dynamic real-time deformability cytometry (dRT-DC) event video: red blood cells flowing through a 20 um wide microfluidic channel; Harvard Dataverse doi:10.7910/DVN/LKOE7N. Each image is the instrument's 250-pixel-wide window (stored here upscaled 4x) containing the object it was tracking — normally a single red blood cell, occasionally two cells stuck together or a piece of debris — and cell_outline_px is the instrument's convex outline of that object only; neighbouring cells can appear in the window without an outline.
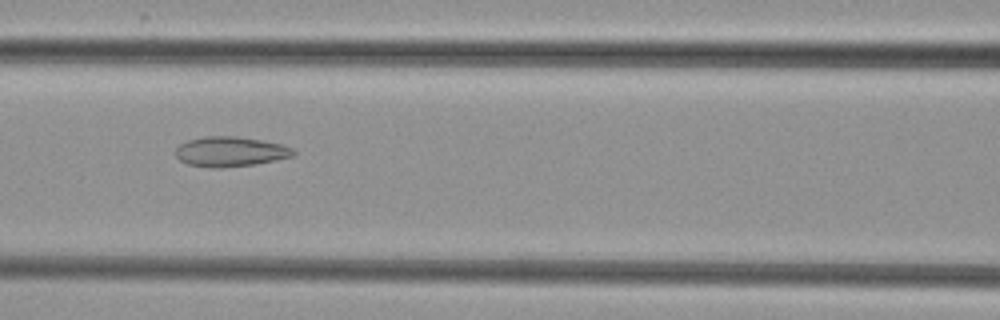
{"species": "common noctule bat (a hibernating species)", "species_latin": "Nyctalus noctula", "temperature_condition": "cold", "stored_images_in_passage": 7, "camera_frame_rate_fps": 3000, "um_per_image_px": 0.085, "animal": {"sex": "female", "body_mass_g": 29.2, "forearm_length_mm": 56.3}, "frame": {"image": 1, "passage_image": 5, "time_ms": 4.667, "image_size_px": [1000, 320], "cell_outline_px": [[296, 152], [292, 156], [276, 160], [256, 164], [220, 168], [208, 168], [188, 164], [180, 160], [176, 156], [176, 148], [180, 144], [188, 140], [204, 136], [236, 136], [264, 140], [280, 144], [292, 148]], "centroid_in_image_um": [19.57, 12.89], "position_along_channel_um": 147.0, "area_um2": 20.63}}
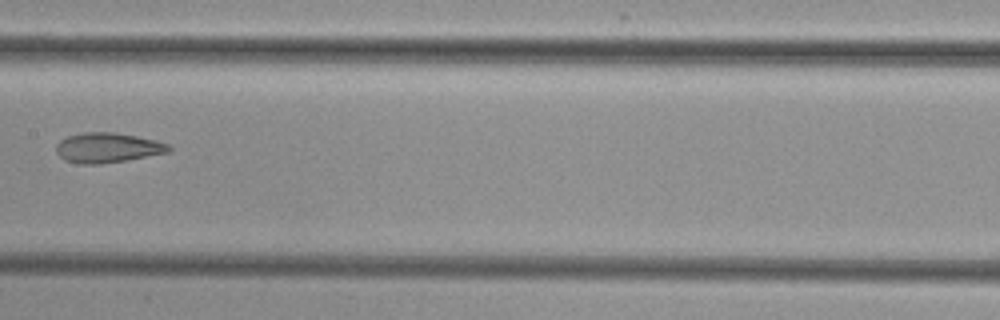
{"frame": {"image": 2, "passage_image": 6, "time_ms": 6.0, "image_size_px": [1000, 320], "cell_outline_px": [[172, 148], [168, 152], [124, 160], [100, 164], [80, 164], [64, 160], [56, 152], [56, 144], [60, 140], [68, 136], [84, 132], [112, 132], [136, 136], [156, 140], [168, 144]], "centroid_in_image_um": [9.11, 12.55], "position_along_channel_um": 198.3, "area_um2": 19.48}}
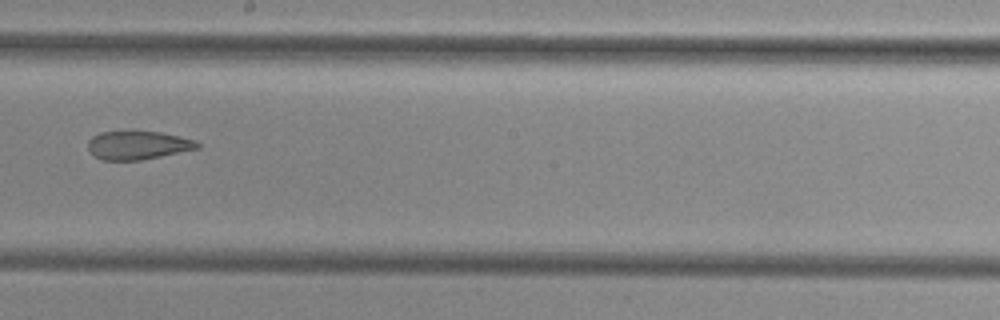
{"frame": {"image": 3, "passage_image": 7, "time_ms": 7.0, "image_size_px": [1000, 320], "cell_outline_px": [[200, 148], [140, 160], [104, 160], [96, 156], [88, 148], [88, 140], [92, 136], [100, 132], [132, 128], [160, 132], [196, 140], [200, 144]], "centroid_in_image_um": [11.71, 12.29], "position_along_channel_um": 236.5, "area_um2": 18.73}}